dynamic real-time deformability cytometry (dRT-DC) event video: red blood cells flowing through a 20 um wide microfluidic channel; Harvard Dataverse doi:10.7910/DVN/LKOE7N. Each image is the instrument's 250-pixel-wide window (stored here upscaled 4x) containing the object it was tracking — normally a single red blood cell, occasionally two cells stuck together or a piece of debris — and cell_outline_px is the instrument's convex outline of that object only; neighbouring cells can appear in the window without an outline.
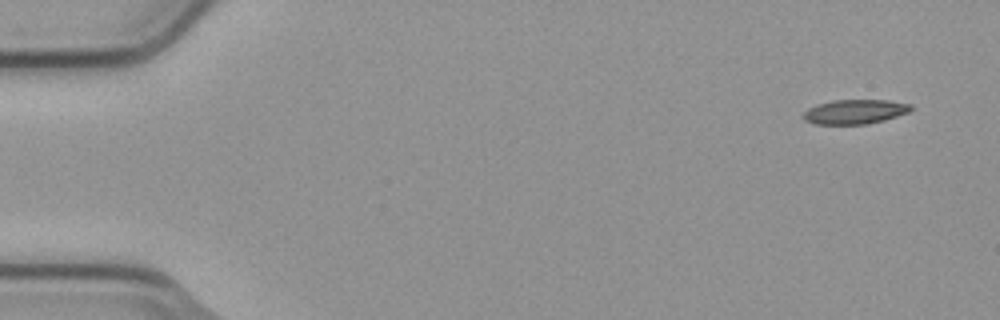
{"species": "common noctule bat (a hibernating species)", "species_latin": "Nyctalus noctula", "temperature_condition": "cold", "stored_images_in_passage": 6, "camera_frame_rate_fps": 3000, "um_per_image_px": 0.085, "animal": {"sex": "male", "body_mass_g": 23.1, "forearm_length_mm": 52.7}, "frame": {"image": 1, "passage_image": 1, "time_ms": 0.0, "image_size_px": [1000, 320], "cell_outline_px": [[916, 108], [908, 112], [884, 120], [864, 124], [816, 124], [804, 120], [800, 116], [808, 108], [816, 104], [832, 100], [888, 100], [912, 104]], "centroid_in_image_um": [72.66, 9.49], "position_along_channel_um": 12.3, "area_um2": 15.49}}
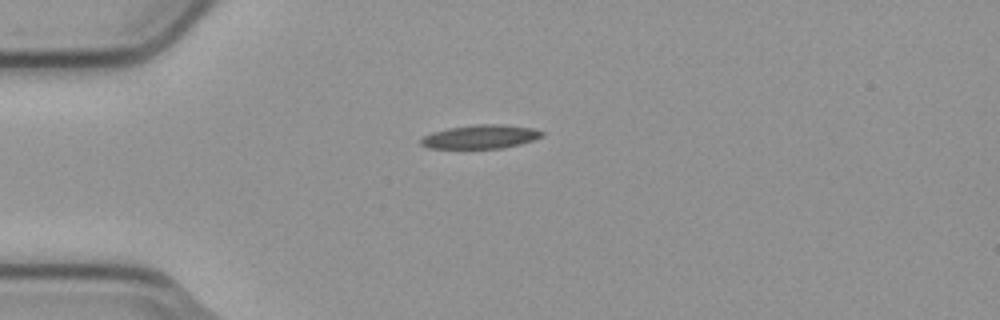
{"frame": {"image": 2, "passage_image": 4, "time_ms": 1.0, "image_size_px": [1000, 320], "cell_outline_px": [[544, 136], [520, 144], [504, 148], [428, 148], [420, 144], [420, 140], [424, 136], [432, 132], [448, 128], [472, 124], [500, 124], [532, 128], [544, 132]], "centroid_in_image_um": [40.84, 11.62], "position_along_channel_um": 44.2, "area_um2": 16.76}}
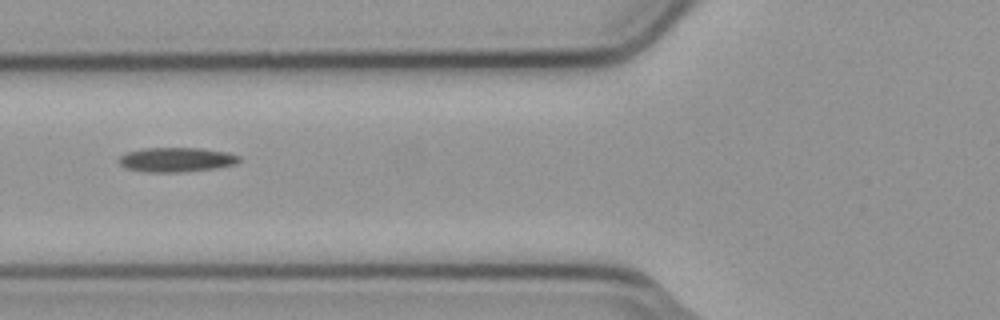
{"frame": {"image": 3, "passage_image": 6, "time_ms": 1.667, "image_size_px": [1000, 320], "cell_outline_px": [[240, 160], [236, 164], [216, 168], [180, 172], [148, 172], [128, 168], [120, 164], [116, 160], [120, 156], [128, 152], [144, 148], [200, 148], [224, 152], [240, 156]], "centroid_in_image_um": [14.98, 13.57], "position_along_channel_um": 110.8, "area_um2": 16.99}}